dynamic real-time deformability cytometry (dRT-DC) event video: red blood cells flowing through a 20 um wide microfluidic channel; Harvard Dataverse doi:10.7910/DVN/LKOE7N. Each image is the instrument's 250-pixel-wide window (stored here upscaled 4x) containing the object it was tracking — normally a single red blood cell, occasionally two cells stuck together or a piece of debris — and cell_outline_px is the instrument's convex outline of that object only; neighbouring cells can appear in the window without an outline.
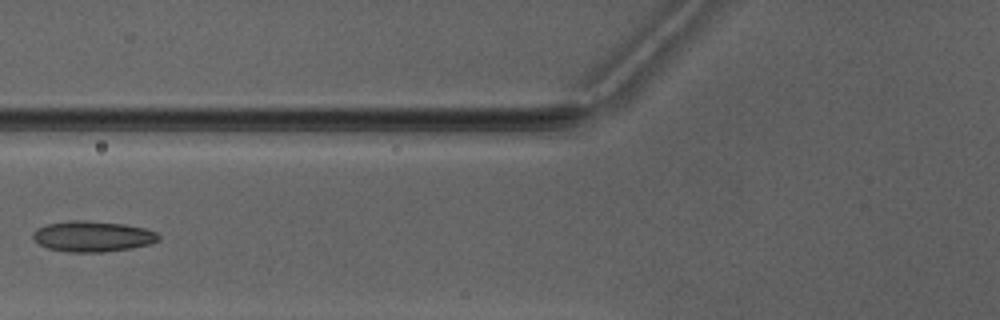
{"species": "Egyptian fruit bat (a non-hibernating species)", "species_latin": "Rousettus aegyptiacus", "temperature_condition": "warm", "stored_images_in_passage": 4, "camera_frame_rate_fps": 3000, "um_per_image_px": 0.085, "animal": {"sex": "male"}, "frame": {"image": 1, "passage_image": 3, "time_ms": 3.333, "image_size_px": [1000, 320], "cell_outline_px": [[160, 240], [152, 244], [132, 248], [104, 252], [68, 252], [48, 248], [40, 244], [32, 236], [32, 232], [36, 228], [48, 224], [72, 220], [80, 220], [124, 224], [144, 228], [156, 232], [160, 236]], "centroid_in_image_um": [7.9, 20.1], "position_along_channel_um": 117.9, "area_um2": 22.48}}
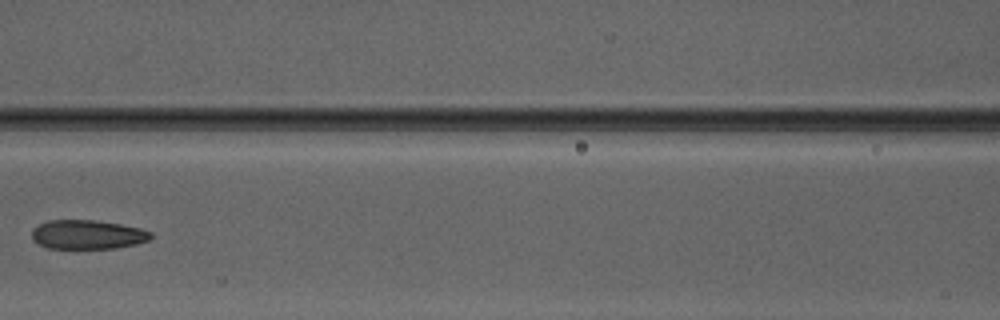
{"frame": {"image": 2, "passage_image": 4, "time_ms": 4.333, "image_size_px": [1000, 320], "cell_outline_px": [[152, 236], [148, 240], [136, 244], [116, 248], [48, 248], [32, 240], [32, 228], [48, 220], [96, 220], [120, 224], [140, 228], [152, 232]], "centroid_in_image_um": [7.43, 19.93], "position_along_channel_um": 159.2, "area_um2": 20.17}}